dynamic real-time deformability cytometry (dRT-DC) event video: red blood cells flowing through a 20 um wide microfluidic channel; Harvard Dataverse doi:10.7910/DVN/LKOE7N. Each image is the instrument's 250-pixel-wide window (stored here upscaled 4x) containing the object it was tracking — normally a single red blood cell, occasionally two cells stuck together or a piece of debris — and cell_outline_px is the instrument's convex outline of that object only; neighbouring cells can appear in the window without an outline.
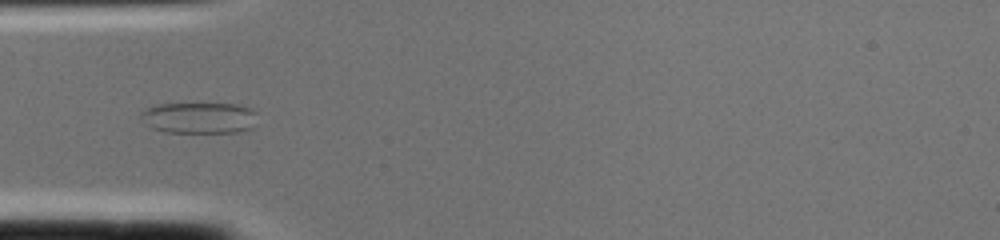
{"species": "common noctule bat (a hibernating species)", "species_latin": "Nyctalus noctula", "temperature_condition": "cold", "stored_images_in_passage": 2, "camera_frame_rate_fps": 3000, "um_per_image_px": 0.085, "animal": {"sex": "female", "body_mass_g": 22.0, "forearm_length_mm": 56.7}, "frame": {"image": 1, "passage_image": 2, "time_ms": 0.333, "image_size_px": [1000, 240], "cell_outline_px": [[256, 112], [252, 128], [236, 132], [164, 132], [152, 128], [140, 116], [140, 112], [156, 104], [236, 104], [252, 108]], "centroid_in_image_um": [16.94, 10.01], "position_along_channel_um": 68.1, "area_um2": 20.98}}